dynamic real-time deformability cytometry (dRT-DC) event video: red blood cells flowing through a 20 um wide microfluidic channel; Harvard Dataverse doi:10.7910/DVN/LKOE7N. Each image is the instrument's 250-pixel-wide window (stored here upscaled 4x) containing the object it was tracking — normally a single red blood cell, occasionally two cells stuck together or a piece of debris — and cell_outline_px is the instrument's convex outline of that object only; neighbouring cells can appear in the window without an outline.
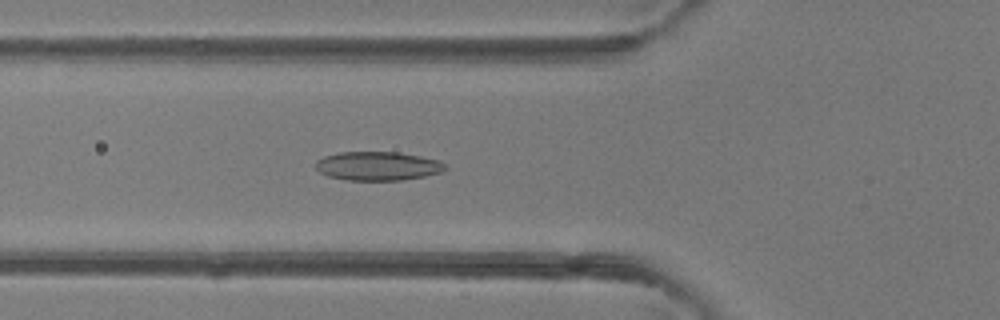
{"species": "common noctule bat (a hibernating species)", "species_latin": "Nyctalus noctula", "temperature_condition": "room temperature", "stored_images_in_passage": 47, "camera_frame_rate_fps": 3000, "um_per_image_px": 0.085, "animal": {"sex": "female"}, "frame": {"image": 1, "passage_image": 17, "time_ms": 5.333, "image_size_px": [1000, 320], "cell_outline_px": [[448, 168], [440, 172], [424, 176], [404, 180], [348, 180], [328, 176], [320, 172], [316, 168], [316, 160], [324, 156], [340, 152], [400, 152], [440, 160], [448, 164]], "centroid_in_image_um": [32.15, 14.1], "position_along_channel_um": 93.7, "area_um2": 21.91}}
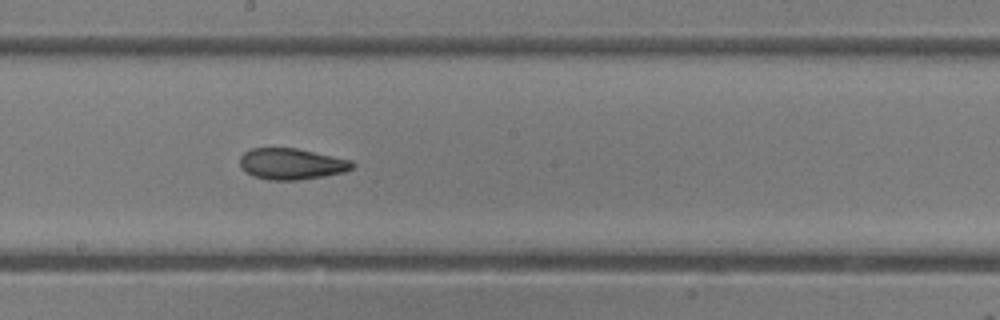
{"frame": {"image": 2, "passage_image": 26, "time_ms": 8.333, "image_size_px": [1000, 320], "cell_outline_px": [[356, 164], [352, 168], [344, 172], [324, 176], [296, 180], [268, 180], [252, 176], [244, 172], [240, 168], [240, 156], [244, 152], [252, 148], [296, 148], [352, 160]], "centroid_in_image_um": [24.75, 13.93], "position_along_channel_um": 223.4, "area_um2": 20.58}}
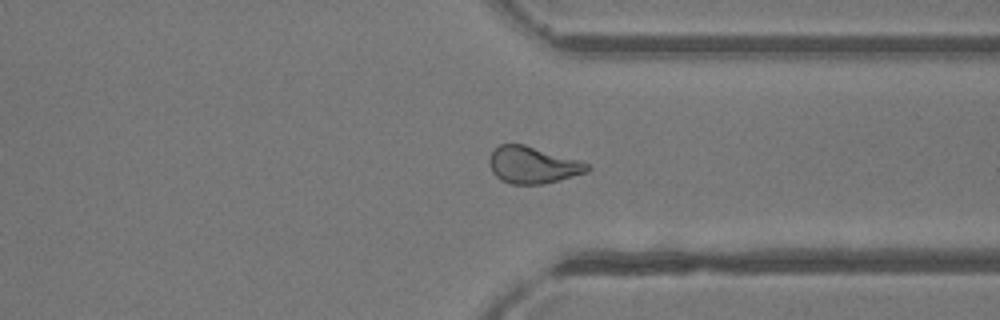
{"frame": {"image": 3, "passage_image": 36, "time_ms": 11.667, "image_size_px": [1000, 320], "cell_outline_px": [[592, 168], [588, 172], [544, 184], [512, 184], [500, 180], [492, 172], [488, 160], [492, 152], [500, 144], [524, 144], [580, 160], [588, 164]], "centroid_in_image_um": [45.3, 14.03], "position_along_channel_um": 366.1, "area_um2": 21.1}, "authors_computed_cell_mechanics": {"area_um2": 21.7328, "velocity_mm_per_s": 4.3007, "shape_relaxation_time_tau1_ms": 9.8885, "shape_relaxation_time_tau2_ms": 2.6507, "deformation_change_tau1": 0.228, "deformation_change_tau2": 0.0898}}